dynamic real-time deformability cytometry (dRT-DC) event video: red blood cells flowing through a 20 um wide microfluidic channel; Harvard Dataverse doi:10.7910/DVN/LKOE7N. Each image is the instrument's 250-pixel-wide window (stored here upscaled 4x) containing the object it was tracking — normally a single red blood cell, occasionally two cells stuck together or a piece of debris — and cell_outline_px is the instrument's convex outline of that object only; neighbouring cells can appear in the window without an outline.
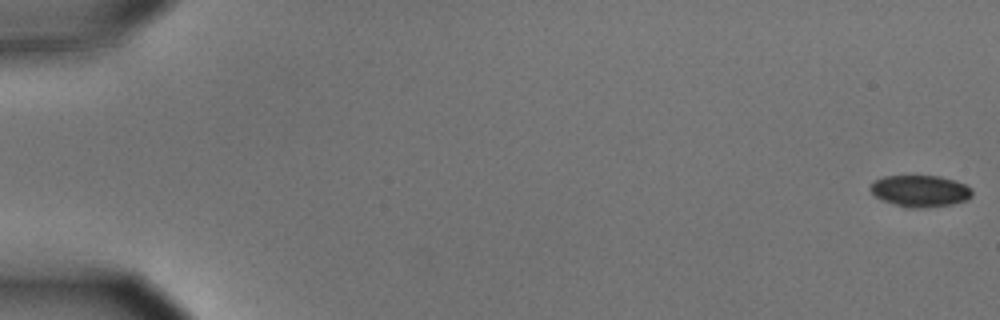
{"species": "common noctule bat (a hibernating species)", "species_latin": "Nyctalus noctula", "temperature_condition": "cold", "stored_images_in_passage": 59, "camera_frame_rate_fps": 3000, "um_per_image_px": 0.085, "animal": {"sex": "male", "body_mass_g": 15.6}, "frame": {"image": 1, "passage_image": 1, "time_ms": 0.0, "image_size_px": [1000, 320], "cell_outline_px": [[972, 196], [968, 200], [952, 204], [924, 208], [904, 208], [884, 200], [876, 196], [868, 188], [876, 180], [884, 176], [940, 176], [964, 184], [972, 188]], "centroid_in_image_um": [78.23, 16.24], "position_along_channel_um": 6.8, "area_um2": 18.73}}
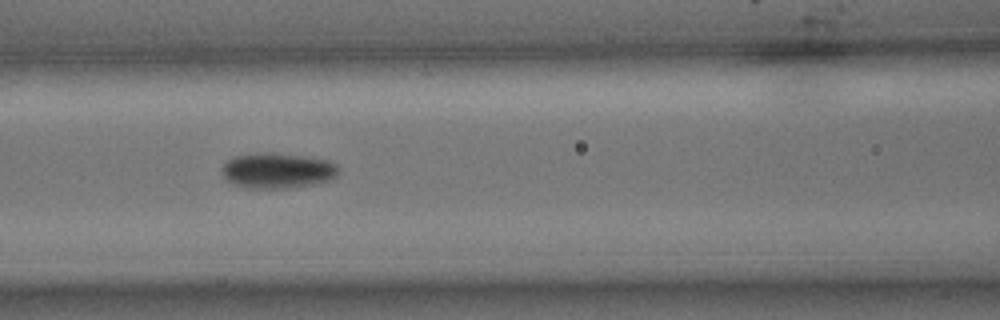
{"frame": {"image": 2, "passage_image": 26, "time_ms": 8.333, "image_size_px": [1000, 320], "cell_outline_px": [[340, 172], [336, 176], [328, 180], [312, 184], [288, 188], [244, 188], [232, 184], [224, 180], [220, 168], [228, 160], [236, 156], [272, 152], [304, 156], [332, 160], [340, 168]], "centroid_in_image_um": [23.58, 14.5], "position_along_channel_um": 143.0, "area_um2": 24.33}}
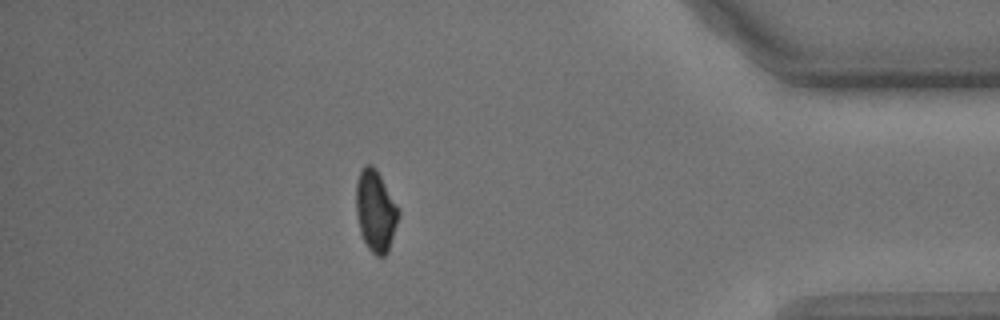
{"frame": {"image": 3, "passage_image": 51, "time_ms": 16.667, "image_size_px": [1000, 320], "cell_outline_px": [[400, 212], [388, 252], [384, 256], [376, 256], [368, 248], [360, 232], [356, 212], [356, 180], [360, 168], [364, 164], [372, 164], [376, 168]], "centroid_in_image_um": [31.9, 17.9], "position_along_channel_um": 403.3, "area_um2": 20.06}}